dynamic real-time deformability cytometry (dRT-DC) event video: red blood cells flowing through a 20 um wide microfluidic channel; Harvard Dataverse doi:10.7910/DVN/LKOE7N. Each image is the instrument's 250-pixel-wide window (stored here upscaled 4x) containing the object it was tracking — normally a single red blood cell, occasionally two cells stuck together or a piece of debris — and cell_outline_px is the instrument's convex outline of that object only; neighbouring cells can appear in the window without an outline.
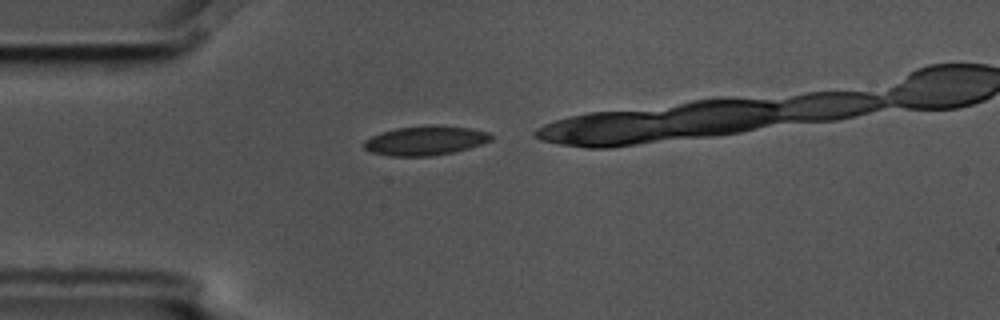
{"species": "common noctule bat (a hibernating species)", "species_latin": "Nyctalus noctula", "temperature_condition": "cold", "stored_images_in_passage": 1, "camera_frame_rate_fps": 3000, "um_per_image_px": 0.085, "animal": {"sex": "male", "body_mass_g": 17.5, "forearm_length_mm": 52.3}, "frame": {"image": 1, "passage_image": 1, "time_ms": 0.0, "image_size_px": [1000, 320], "cell_outline_px": [[492, 140], [468, 148], [452, 152], [432, 156], [392, 156], [372, 152], [364, 148], [364, 140], [372, 136], [396, 128], [468, 128], [488, 132], [492, 136]], "centroid_in_image_um": [36.12, 12.0], "position_along_channel_um": 48.9, "area_um2": 20.46}}